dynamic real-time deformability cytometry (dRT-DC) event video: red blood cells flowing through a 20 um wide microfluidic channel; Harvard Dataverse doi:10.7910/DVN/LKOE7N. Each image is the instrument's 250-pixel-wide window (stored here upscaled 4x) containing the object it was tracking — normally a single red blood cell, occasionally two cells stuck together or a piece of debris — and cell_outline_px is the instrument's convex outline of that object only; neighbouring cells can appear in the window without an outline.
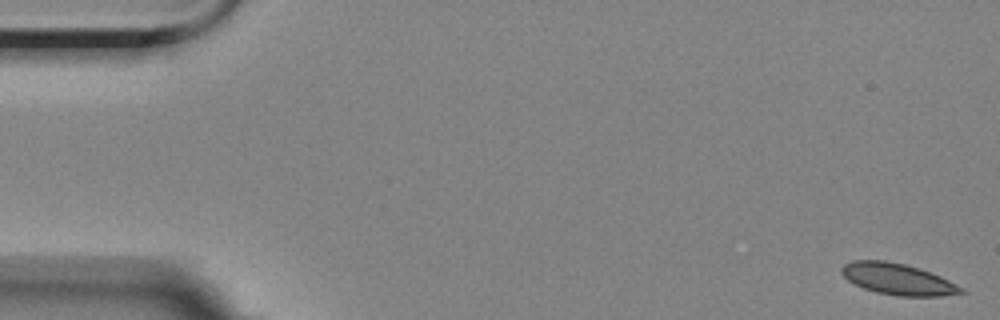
{"species": "Egyptian fruit bat (a non-hibernating species)", "species_latin": "Rousettus aegyptiacus", "temperature_condition": "room temperature", "stored_images_in_passage": 56, "camera_frame_rate_fps": 3000, "um_per_image_px": 0.085, "animal": {"sex": "female"}, "frame": {"image": 1, "passage_image": 1, "time_ms": 0.0, "image_size_px": [1000, 320], "cell_outline_px": [[968, 292], [940, 296], [896, 296], [876, 292], [864, 288], [848, 280], [840, 272], [840, 268], [844, 264], [852, 260], [884, 260], [904, 264], [920, 268], [940, 276], [964, 288]], "centroid_in_image_um": [76.31, 23.72], "position_along_channel_um": 8.7, "area_um2": 21.85}}
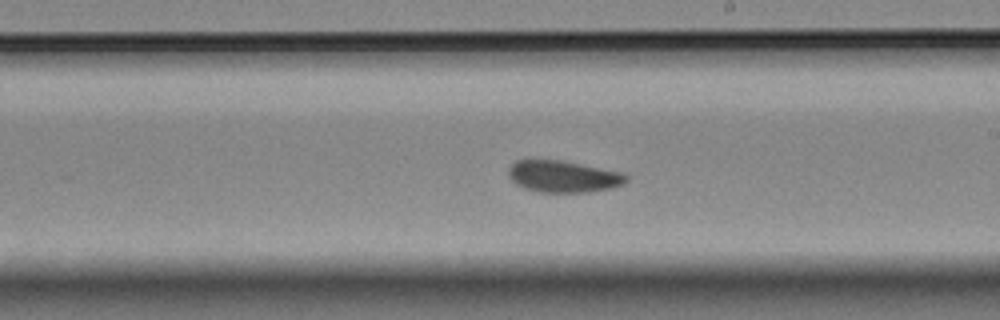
{"frame": {"image": 2, "passage_image": 32, "time_ms": 10.333, "image_size_px": [1000, 320], "cell_outline_px": [[628, 180], [624, 184], [612, 188], [588, 192], [540, 192], [524, 188], [516, 184], [508, 176], [508, 168], [516, 160], [560, 160], [624, 172], [628, 176]], "centroid_in_image_um": [47.9, 15.0], "position_along_channel_um": 241.1, "area_um2": 21.91}}
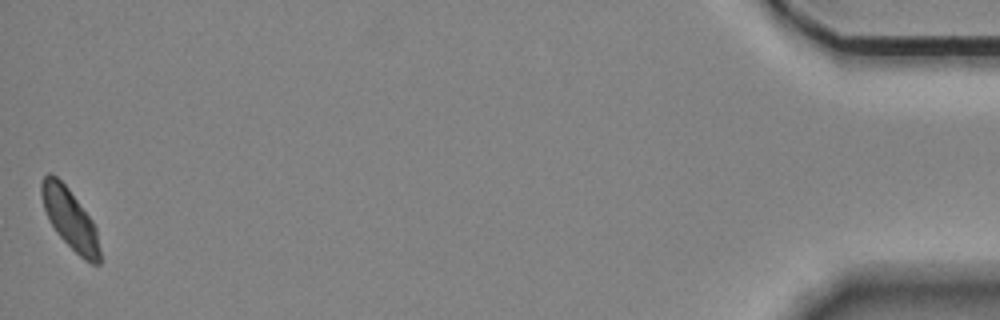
{"frame": {"image": 3, "passage_image": 56, "time_ms": 18.333, "image_size_px": [1000, 320], "cell_outline_px": [[100, 264], [92, 264], [84, 260], [56, 232], [48, 220], [44, 208], [40, 192], [40, 184], [44, 176], [48, 172], [52, 172], [68, 188], [92, 220], [96, 228], [100, 248]], "centroid_in_image_um": [5.94, 18.59], "position_along_channel_um": 429.3, "area_um2": 20.46}, "authors_computed_cell_mechanics": {"area_um2": 21.8484, "velocity_mm_per_s": 3.5135, "shape_relaxation_time_tau1_ms": 5.8013, "shape_relaxation_time_tau2_ms": 0.8039, "deformation_change_tau1": 0.0975, "deformation_change_tau2": 0.0394}}